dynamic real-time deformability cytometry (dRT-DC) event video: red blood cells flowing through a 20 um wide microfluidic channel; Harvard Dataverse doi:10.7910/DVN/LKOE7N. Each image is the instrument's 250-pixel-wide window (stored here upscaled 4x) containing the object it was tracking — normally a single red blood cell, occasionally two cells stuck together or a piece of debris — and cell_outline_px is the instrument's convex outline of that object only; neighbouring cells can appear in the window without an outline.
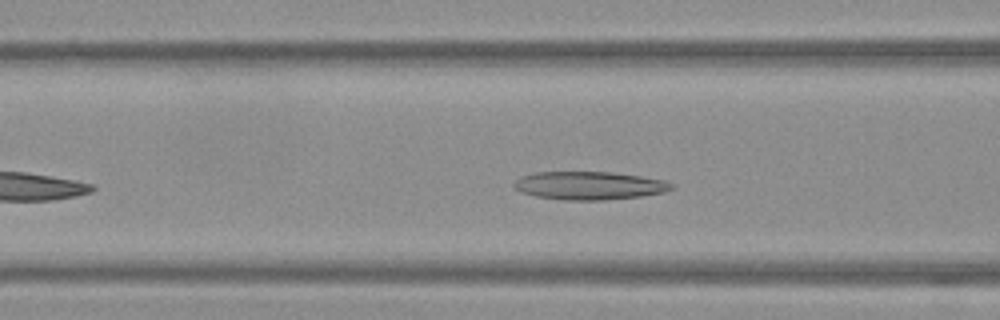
{"species": "Egyptian fruit bat (a non-hibernating species)", "species_latin": "Rousettus aegyptiacus", "temperature_condition": "warm", "stored_images_in_passage": 39, "camera_frame_rate_fps": 3000, "um_per_image_px": 0.085, "frame": {"image": 1, "passage_image": 10, "time_ms": 3.0, "image_size_px": [1000, 320], "cell_outline_px": [[676, 188], [664, 192], [640, 196], [604, 200], [564, 200], [536, 196], [520, 192], [512, 188], [512, 184], [520, 176], [536, 172], [612, 172], [640, 176], [664, 180], [676, 184]], "centroid_in_image_um": [50.08, 15.77], "position_along_channel_um": 116.5, "area_um2": 26.07}}
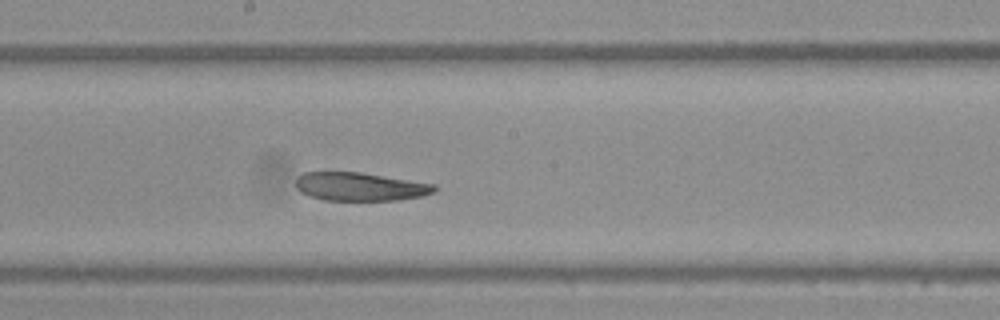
{"frame": {"image": 2, "passage_image": 18, "time_ms": 5.667, "image_size_px": [1000, 320], "cell_outline_px": [[436, 192], [420, 196], [400, 200], [324, 200], [308, 196], [300, 192], [296, 188], [296, 180], [304, 172], [360, 172], [436, 184]], "centroid_in_image_um": [30.61, 15.87], "position_along_channel_um": 217.6, "area_um2": 22.95}}
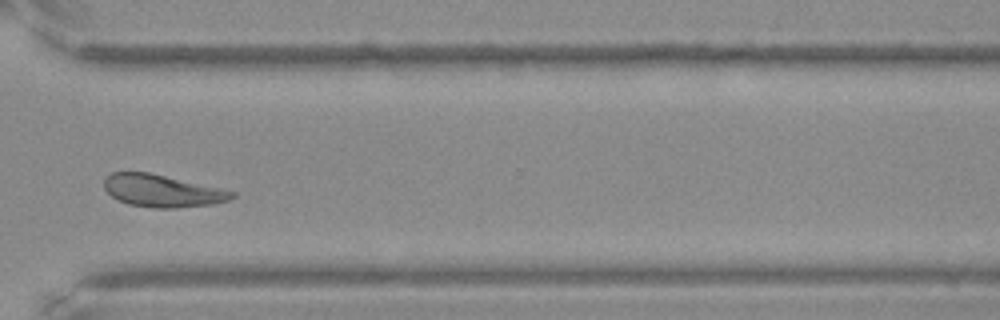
{"frame": {"image": 3, "passage_image": 29, "time_ms": 9.333, "image_size_px": [1000, 320], "cell_outline_px": [[236, 196], [228, 200], [212, 204], [176, 208], [152, 208], [128, 204], [116, 200], [104, 188], [104, 180], [112, 172], [148, 172], [236, 192]], "centroid_in_image_um": [13.76, 16.23], "position_along_channel_um": 356.8, "area_um2": 23.87}, "authors_computed_cell_mechanics": {"area_um2": 24.3338, "velocity_mm_per_s": 3.7909, "shape_relaxation_time_tau1_ms": null, "shape_relaxation_time_tau2_ms": 9.9351, "deformation_change_tau1": null, "deformation_change_tau2": 0.2185}}